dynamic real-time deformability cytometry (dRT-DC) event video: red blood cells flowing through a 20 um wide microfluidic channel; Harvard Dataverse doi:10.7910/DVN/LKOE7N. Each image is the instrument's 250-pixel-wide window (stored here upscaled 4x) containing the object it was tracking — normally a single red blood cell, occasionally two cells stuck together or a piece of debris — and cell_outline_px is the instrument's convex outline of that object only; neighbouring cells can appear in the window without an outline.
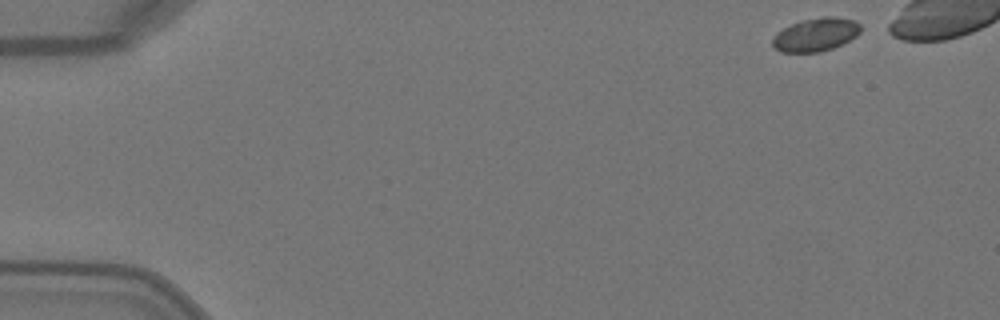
{"species": "Egyptian fruit bat (a non-hibernating species)", "species_latin": "Rousettus aegyptiacus", "temperature_condition": "warm", "stored_images_in_passage": 5, "camera_frame_rate_fps": 3000, "um_per_image_px": 0.085, "animal": {"sex": "female"}, "frame": {"image": 1, "passage_image": 1, "time_ms": 0.0, "image_size_px": [1000, 320], "cell_outline_px": [[860, 32], [856, 36], [832, 48], [820, 52], [780, 52], [772, 44], [772, 40], [776, 32], [800, 20], [824, 16], [836, 16], [856, 20], [860, 24]], "centroid_in_image_um": [69.34, 2.92], "position_along_channel_um": 15.7, "area_um2": 17.11}}